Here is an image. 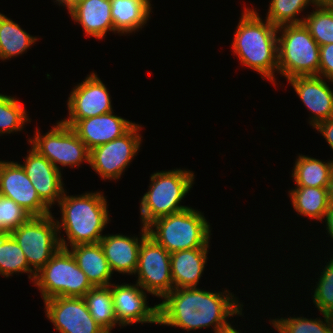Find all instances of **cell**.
I'll return each instance as SVG.
<instances>
[{
	"mask_svg": "<svg viewBox=\"0 0 333 333\" xmlns=\"http://www.w3.org/2000/svg\"><path fill=\"white\" fill-rule=\"evenodd\" d=\"M163 298L158 304V324L187 331L213 326L215 333H222L232 327L228 317L242 315L243 305L228 290L175 288Z\"/></svg>",
	"mask_w": 333,
	"mask_h": 333,
	"instance_id": "obj_1",
	"label": "cell"
},
{
	"mask_svg": "<svg viewBox=\"0 0 333 333\" xmlns=\"http://www.w3.org/2000/svg\"><path fill=\"white\" fill-rule=\"evenodd\" d=\"M278 33V28L267 19L263 21L256 10L245 8L231 45L242 65L274 85V73L278 72Z\"/></svg>",
	"mask_w": 333,
	"mask_h": 333,
	"instance_id": "obj_2",
	"label": "cell"
},
{
	"mask_svg": "<svg viewBox=\"0 0 333 333\" xmlns=\"http://www.w3.org/2000/svg\"><path fill=\"white\" fill-rule=\"evenodd\" d=\"M64 191L58 205L62 220H56L58 234L64 229L68 243L60 238V246L68 248L78 244L99 243L104 235L102 231L109 223L107 199L101 192H85L77 196H67Z\"/></svg>",
	"mask_w": 333,
	"mask_h": 333,
	"instance_id": "obj_3",
	"label": "cell"
},
{
	"mask_svg": "<svg viewBox=\"0 0 333 333\" xmlns=\"http://www.w3.org/2000/svg\"><path fill=\"white\" fill-rule=\"evenodd\" d=\"M202 214L188 207L158 218L147 226L148 236L170 254L194 248H209L210 223Z\"/></svg>",
	"mask_w": 333,
	"mask_h": 333,
	"instance_id": "obj_4",
	"label": "cell"
},
{
	"mask_svg": "<svg viewBox=\"0 0 333 333\" xmlns=\"http://www.w3.org/2000/svg\"><path fill=\"white\" fill-rule=\"evenodd\" d=\"M150 179L149 190L140 202V217L144 227L158 218L188 208L179 203L192 188L194 172L176 168L151 174Z\"/></svg>",
	"mask_w": 333,
	"mask_h": 333,
	"instance_id": "obj_5",
	"label": "cell"
},
{
	"mask_svg": "<svg viewBox=\"0 0 333 333\" xmlns=\"http://www.w3.org/2000/svg\"><path fill=\"white\" fill-rule=\"evenodd\" d=\"M278 73L287 80L319 76L320 46L303 23L278 28Z\"/></svg>",
	"mask_w": 333,
	"mask_h": 333,
	"instance_id": "obj_6",
	"label": "cell"
},
{
	"mask_svg": "<svg viewBox=\"0 0 333 333\" xmlns=\"http://www.w3.org/2000/svg\"><path fill=\"white\" fill-rule=\"evenodd\" d=\"M34 285L43 300L54 297H84L93 286L66 248L60 249L36 273Z\"/></svg>",
	"mask_w": 333,
	"mask_h": 333,
	"instance_id": "obj_7",
	"label": "cell"
},
{
	"mask_svg": "<svg viewBox=\"0 0 333 333\" xmlns=\"http://www.w3.org/2000/svg\"><path fill=\"white\" fill-rule=\"evenodd\" d=\"M51 214L32 216L10 234L27 258L29 267L39 272L60 249L56 219Z\"/></svg>",
	"mask_w": 333,
	"mask_h": 333,
	"instance_id": "obj_8",
	"label": "cell"
},
{
	"mask_svg": "<svg viewBox=\"0 0 333 333\" xmlns=\"http://www.w3.org/2000/svg\"><path fill=\"white\" fill-rule=\"evenodd\" d=\"M46 157L59 171L61 166L80 167L84 161L89 164L90 150L77 136L74 130L58 121L48 133L41 135L36 129L34 137L28 143Z\"/></svg>",
	"mask_w": 333,
	"mask_h": 333,
	"instance_id": "obj_9",
	"label": "cell"
},
{
	"mask_svg": "<svg viewBox=\"0 0 333 333\" xmlns=\"http://www.w3.org/2000/svg\"><path fill=\"white\" fill-rule=\"evenodd\" d=\"M142 127L135 124L126 134L90 150L89 165L102 179H119L138 150Z\"/></svg>",
	"mask_w": 333,
	"mask_h": 333,
	"instance_id": "obj_10",
	"label": "cell"
},
{
	"mask_svg": "<svg viewBox=\"0 0 333 333\" xmlns=\"http://www.w3.org/2000/svg\"><path fill=\"white\" fill-rule=\"evenodd\" d=\"M136 281L146 292L163 298L173 289L170 253L151 237L140 245Z\"/></svg>",
	"mask_w": 333,
	"mask_h": 333,
	"instance_id": "obj_11",
	"label": "cell"
},
{
	"mask_svg": "<svg viewBox=\"0 0 333 333\" xmlns=\"http://www.w3.org/2000/svg\"><path fill=\"white\" fill-rule=\"evenodd\" d=\"M45 313L60 333H107L91 316L83 297L44 300Z\"/></svg>",
	"mask_w": 333,
	"mask_h": 333,
	"instance_id": "obj_12",
	"label": "cell"
},
{
	"mask_svg": "<svg viewBox=\"0 0 333 333\" xmlns=\"http://www.w3.org/2000/svg\"><path fill=\"white\" fill-rule=\"evenodd\" d=\"M73 88L68 97V119L61 120L72 127L78 120L112 112L111 96L98 75L92 73Z\"/></svg>",
	"mask_w": 333,
	"mask_h": 333,
	"instance_id": "obj_13",
	"label": "cell"
},
{
	"mask_svg": "<svg viewBox=\"0 0 333 333\" xmlns=\"http://www.w3.org/2000/svg\"><path fill=\"white\" fill-rule=\"evenodd\" d=\"M0 195L12 199L32 216L51 214L18 162L0 161Z\"/></svg>",
	"mask_w": 333,
	"mask_h": 333,
	"instance_id": "obj_14",
	"label": "cell"
},
{
	"mask_svg": "<svg viewBox=\"0 0 333 333\" xmlns=\"http://www.w3.org/2000/svg\"><path fill=\"white\" fill-rule=\"evenodd\" d=\"M111 292L118 326L158 324V305L148 306L146 291L139 284H111Z\"/></svg>",
	"mask_w": 333,
	"mask_h": 333,
	"instance_id": "obj_15",
	"label": "cell"
},
{
	"mask_svg": "<svg viewBox=\"0 0 333 333\" xmlns=\"http://www.w3.org/2000/svg\"><path fill=\"white\" fill-rule=\"evenodd\" d=\"M28 152L24 164L20 165L31 180L40 199L52 208L56 201L59 203L65 191L61 171L33 147Z\"/></svg>",
	"mask_w": 333,
	"mask_h": 333,
	"instance_id": "obj_16",
	"label": "cell"
},
{
	"mask_svg": "<svg viewBox=\"0 0 333 333\" xmlns=\"http://www.w3.org/2000/svg\"><path fill=\"white\" fill-rule=\"evenodd\" d=\"M321 76H298L288 80L296 94L311 111L310 125L315 127L333 117V91Z\"/></svg>",
	"mask_w": 333,
	"mask_h": 333,
	"instance_id": "obj_17",
	"label": "cell"
},
{
	"mask_svg": "<svg viewBox=\"0 0 333 333\" xmlns=\"http://www.w3.org/2000/svg\"><path fill=\"white\" fill-rule=\"evenodd\" d=\"M113 113L80 119L71 128L91 150L123 136L136 124Z\"/></svg>",
	"mask_w": 333,
	"mask_h": 333,
	"instance_id": "obj_18",
	"label": "cell"
},
{
	"mask_svg": "<svg viewBox=\"0 0 333 333\" xmlns=\"http://www.w3.org/2000/svg\"><path fill=\"white\" fill-rule=\"evenodd\" d=\"M142 232V233H141ZM140 238L128 237L121 234L104 235L100 240L105 257L112 273L135 275L140 245L148 236L147 227L142 226Z\"/></svg>",
	"mask_w": 333,
	"mask_h": 333,
	"instance_id": "obj_19",
	"label": "cell"
},
{
	"mask_svg": "<svg viewBox=\"0 0 333 333\" xmlns=\"http://www.w3.org/2000/svg\"><path fill=\"white\" fill-rule=\"evenodd\" d=\"M69 14L82 26L87 36L100 40L108 31L114 32L110 0H82Z\"/></svg>",
	"mask_w": 333,
	"mask_h": 333,
	"instance_id": "obj_20",
	"label": "cell"
},
{
	"mask_svg": "<svg viewBox=\"0 0 333 333\" xmlns=\"http://www.w3.org/2000/svg\"><path fill=\"white\" fill-rule=\"evenodd\" d=\"M207 254L208 248H194L170 254L174 289L197 287L207 263Z\"/></svg>",
	"mask_w": 333,
	"mask_h": 333,
	"instance_id": "obj_21",
	"label": "cell"
},
{
	"mask_svg": "<svg viewBox=\"0 0 333 333\" xmlns=\"http://www.w3.org/2000/svg\"><path fill=\"white\" fill-rule=\"evenodd\" d=\"M67 249L93 287H104L111 284L113 273L100 243L78 244Z\"/></svg>",
	"mask_w": 333,
	"mask_h": 333,
	"instance_id": "obj_22",
	"label": "cell"
},
{
	"mask_svg": "<svg viewBox=\"0 0 333 333\" xmlns=\"http://www.w3.org/2000/svg\"><path fill=\"white\" fill-rule=\"evenodd\" d=\"M114 33L128 34L143 28L151 13L150 0H110ZM143 26V27H142Z\"/></svg>",
	"mask_w": 333,
	"mask_h": 333,
	"instance_id": "obj_23",
	"label": "cell"
},
{
	"mask_svg": "<svg viewBox=\"0 0 333 333\" xmlns=\"http://www.w3.org/2000/svg\"><path fill=\"white\" fill-rule=\"evenodd\" d=\"M288 193L294 210L298 212L297 215L324 220L329 208L327 187L297 186Z\"/></svg>",
	"mask_w": 333,
	"mask_h": 333,
	"instance_id": "obj_24",
	"label": "cell"
},
{
	"mask_svg": "<svg viewBox=\"0 0 333 333\" xmlns=\"http://www.w3.org/2000/svg\"><path fill=\"white\" fill-rule=\"evenodd\" d=\"M333 172V160L322 162L309 156L300 155L295 161L292 177L296 186L327 187Z\"/></svg>",
	"mask_w": 333,
	"mask_h": 333,
	"instance_id": "obj_25",
	"label": "cell"
},
{
	"mask_svg": "<svg viewBox=\"0 0 333 333\" xmlns=\"http://www.w3.org/2000/svg\"><path fill=\"white\" fill-rule=\"evenodd\" d=\"M37 41L18 23L0 13V59H11L27 51Z\"/></svg>",
	"mask_w": 333,
	"mask_h": 333,
	"instance_id": "obj_26",
	"label": "cell"
},
{
	"mask_svg": "<svg viewBox=\"0 0 333 333\" xmlns=\"http://www.w3.org/2000/svg\"><path fill=\"white\" fill-rule=\"evenodd\" d=\"M83 298L96 323L107 333H111V330L118 324L114 311L111 284L104 287H93Z\"/></svg>",
	"mask_w": 333,
	"mask_h": 333,
	"instance_id": "obj_27",
	"label": "cell"
},
{
	"mask_svg": "<svg viewBox=\"0 0 333 333\" xmlns=\"http://www.w3.org/2000/svg\"><path fill=\"white\" fill-rule=\"evenodd\" d=\"M21 272L29 273V279L34 282L36 273L29 267L27 258L16 240L10 233L0 234V275L10 277L13 273Z\"/></svg>",
	"mask_w": 333,
	"mask_h": 333,
	"instance_id": "obj_28",
	"label": "cell"
},
{
	"mask_svg": "<svg viewBox=\"0 0 333 333\" xmlns=\"http://www.w3.org/2000/svg\"><path fill=\"white\" fill-rule=\"evenodd\" d=\"M315 7V11L302 16V23L319 46L333 43V3H318Z\"/></svg>",
	"mask_w": 333,
	"mask_h": 333,
	"instance_id": "obj_29",
	"label": "cell"
},
{
	"mask_svg": "<svg viewBox=\"0 0 333 333\" xmlns=\"http://www.w3.org/2000/svg\"><path fill=\"white\" fill-rule=\"evenodd\" d=\"M318 0H271L266 19L275 27L300 24L304 18H296L310 4L317 5Z\"/></svg>",
	"mask_w": 333,
	"mask_h": 333,
	"instance_id": "obj_30",
	"label": "cell"
},
{
	"mask_svg": "<svg viewBox=\"0 0 333 333\" xmlns=\"http://www.w3.org/2000/svg\"><path fill=\"white\" fill-rule=\"evenodd\" d=\"M322 319L288 317L270 322L279 333H333V316L323 314Z\"/></svg>",
	"mask_w": 333,
	"mask_h": 333,
	"instance_id": "obj_31",
	"label": "cell"
},
{
	"mask_svg": "<svg viewBox=\"0 0 333 333\" xmlns=\"http://www.w3.org/2000/svg\"><path fill=\"white\" fill-rule=\"evenodd\" d=\"M28 121L31 122L20 101L0 94V134L21 131Z\"/></svg>",
	"mask_w": 333,
	"mask_h": 333,
	"instance_id": "obj_32",
	"label": "cell"
},
{
	"mask_svg": "<svg viewBox=\"0 0 333 333\" xmlns=\"http://www.w3.org/2000/svg\"><path fill=\"white\" fill-rule=\"evenodd\" d=\"M313 295V302L321 314L333 316V259L326 263Z\"/></svg>",
	"mask_w": 333,
	"mask_h": 333,
	"instance_id": "obj_33",
	"label": "cell"
},
{
	"mask_svg": "<svg viewBox=\"0 0 333 333\" xmlns=\"http://www.w3.org/2000/svg\"><path fill=\"white\" fill-rule=\"evenodd\" d=\"M32 215L12 199L0 195V234L11 233Z\"/></svg>",
	"mask_w": 333,
	"mask_h": 333,
	"instance_id": "obj_34",
	"label": "cell"
},
{
	"mask_svg": "<svg viewBox=\"0 0 333 333\" xmlns=\"http://www.w3.org/2000/svg\"><path fill=\"white\" fill-rule=\"evenodd\" d=\"M319 76L333 83V43L320 46Z\"/></svg>",
	"mask_w": 333,
	"mask_h": 333,
	"instance_id": "obj_35",
	"label": "cell"
},
{
	"mask_svg": "<svg viewBox=\"0 0 333 333\" xmlns=\"http://www.w3.org/2000/svg\"><path fill=\"white\" fill-rule=\"evenodd\" d=\"M314 128L324 136L325 140L333 150V117L323 122H319Z\"/></svg>",
	"mask_w": 333,
	"mask_h": 333,
	"instance_id": "obj_36",
	"label": "cell"
},
{
	"mask_svg": "<svg viewBox=\"0 0 333 333\" xmlns=\"http://www.w3.org/2000/svg\"><path fill=\"white\" fill-rule=\"evenodd\" d=\"M326 219V220H325ZM324 220L326 222V230L328 231L329 236H331V238H333V207H329Z\"/></svg>",
	"mask_w": 333,
	"mask_h": 333,
	"instance_id": "obj_37",
	"label": "cell"
},
{
	"mask_svg": "<svg viewBox=\"0 0 333 333\" xmlns=\"http://www.w3.org/2000/svg\"><path fill=\"white\" fill-rule=\"evenodd\" d=\"M59 5L67 7L68 12L74 8L78 3H80L82 0H56Z\"/></svg>",
	"mask_w": 333,
	"mask_h": 333,
	"instance_id": "obj_38",
	"label": "cell"
},
{
	"mask_svg": "<svg viewBox=\"0 0 333 333\" xmlns=\"http://www.w3.org/2000/svg\"><path fill=\"white\" fill-rule=\"evenodd\" d=\"M327 193H328L329 207H333V172L331 175V180L327 186Z\"/></svg>",
	"mask_w": 333,
	"mask_h": 333,
	"instance_id": "obj_39",
	"label": "cell"
},
{
	"mask_svg": "<svg viewBox=\"0 0 333 333\" xmlns=\"http://www.w3.org/2000/svg\"><path fill=\"white\" fill-rule=\"evenodd\" d=\"M235 327H231L230 329L223 331L222 333H240L239 330L237 331L234 329Z\"/></svg>",
	"mask_w": 333,
	"mask_h": 333,
	"instance_id": "obj_40",
	"label": "cell"
},
{
	"mask_svg": "<svg viewBox=\"0 0 333 333\" xmlns=\"http://www.w3.org/2000/svg\"><path fill=\"white\" fill-rule=\"evenodd\" d=\"M319 3H333V0H318Z\"/></svg>",
	"mask_w": 333,
	"mask_h": 333,
	"instance_id": "obj_41",
	"label": "cell"
}]
</instances>
